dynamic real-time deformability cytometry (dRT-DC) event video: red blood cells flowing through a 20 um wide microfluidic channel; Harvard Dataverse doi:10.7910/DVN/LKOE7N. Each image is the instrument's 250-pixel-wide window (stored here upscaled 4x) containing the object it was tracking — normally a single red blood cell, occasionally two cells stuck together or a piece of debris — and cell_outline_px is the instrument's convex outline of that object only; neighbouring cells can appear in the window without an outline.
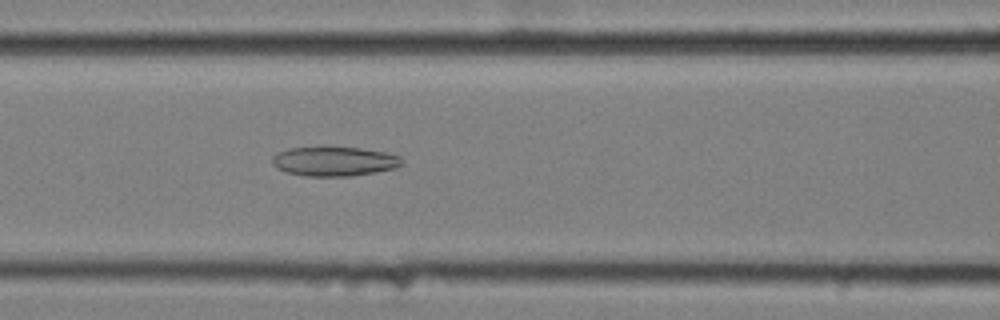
{"species": "common noctule bat (a hibernating species)", "species_latin": "Nyctalus noctula", "temperature_condition": "cold", "stored_images_in_passage": 58, "camera_frame_rate_fps": 3000, "um_per_image_px": 0.085, "animal": {"sex": "female", "body_mass_g": 25.1}, "frame": {"image": 1, "passage_image": 25, "time_ms": 8.0, "image_size_px": [1000, 320], "cell_outline_px": [[404, 164], [396, 168], [376, 172], [352, 176], [304, 176], [284, 172], [276, 168], [272, 164], [272, 156], [288, 148], [360, 148], [384, 152], [400, 156], [404, 160]], "centroid_in_image_um": [28.43, 13.73], "position_along_channel_um": 138.2, "area_um2": 22.2}}
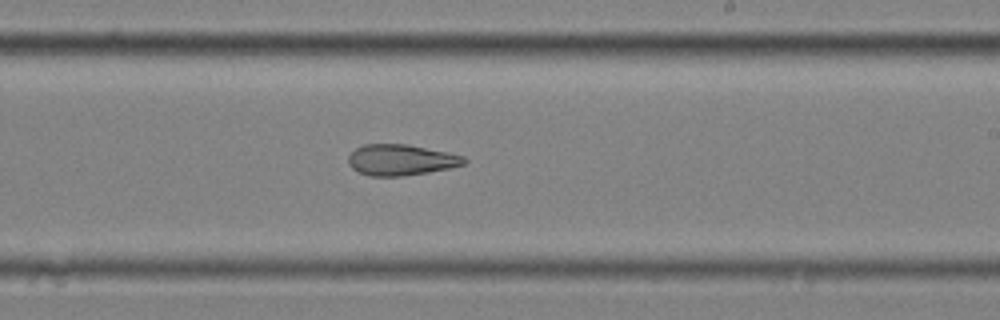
{"frame": {"image": 2, "passage_image": 35, "time_ms": 11.333, "image_size_px": [1000, 320], "cell_outline_px": [[468, 160], [464, 164], [448, 168], [428, 172], [404, 176], [372, 176], [360, 172], [352, 168], [348, 164], [348, 156], [356, 148], [364, 144], [408, 144], [448, 152], [464, 156]], "centroid_in_image_um": [34.08, 13.58], "position_along_channel_um": 254.9, "area_um2": 20.87}}
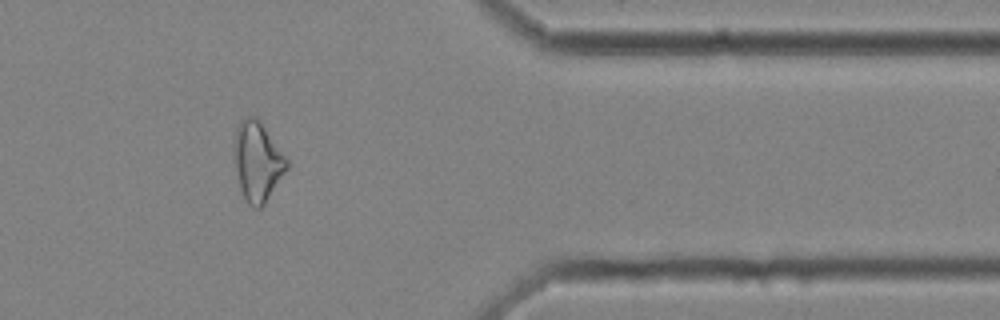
{"frame": {"image": 3, "passage_image": 48, "time_ms": 15.667, "image_size_px": [1000, 320], "cell_outline_px": [[288, 168], [264, 204], [260, 208], [256, 208], [248, 204], [240, 188], [232, 156], [232, 152], [236, 128], [240, 120], [248, 116], [256, 116], [288, 160]], "centroid_in_image_um": [21.85, 13.71], "position_along_channel_um": 389.6, "area_um2": 24.33}, "authors_computed_cell_mechanics": {"area_um2": 25.6632, "velocity_mm_per_s": 3.5129, "shape_relaxation_time_tau1_ms": null, "shape_relaxation_time_tau2_ms": 5.2452, "deformation_change_tau1": null, "deformation_change_tau2": 0.1556}}